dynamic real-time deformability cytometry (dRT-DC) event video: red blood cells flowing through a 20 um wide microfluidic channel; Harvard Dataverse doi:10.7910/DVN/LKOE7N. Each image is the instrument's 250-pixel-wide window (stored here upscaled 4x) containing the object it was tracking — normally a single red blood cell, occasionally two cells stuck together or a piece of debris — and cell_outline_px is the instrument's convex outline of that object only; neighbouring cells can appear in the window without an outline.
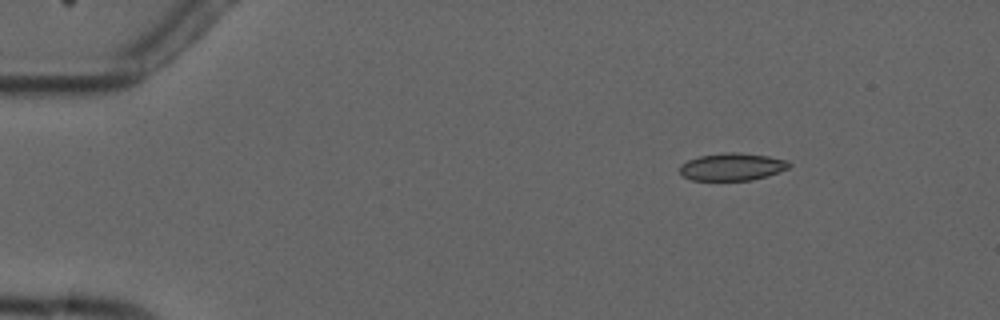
{"species": "common noctule bat (a hibernating species)", "species_latin": "Nyctalus noctula", "temperature_condition": "cold", "stored_images_in_passage": 6, "camera_frame_rate_fps": 3000, "um_per_image_px": 0.085, "animal": {"sex": "male", "forearm_length_mm": 52.5}, "frame": {"image": 1, "passage_image": 2, "time_ms": 2.0, "image_size_px": [1000, 320], "cell_outline_px": [[792, 164], [788, 168], [768, 176], [752, 180], [692, 180], [684, 176], [680, 172], [680, 164], [688, 160], [700, 156], [724, 152], [736, 152], [768, 156], [788, 160]], "centroid_in_image_um": [62.25, 14.17], "position_along_channel_um": 22.8, "area_um2": 17.51}}
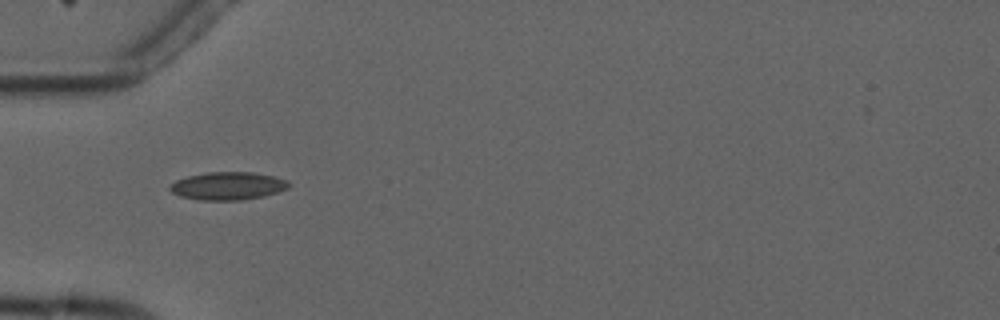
{"frame": {"image": 2, "passage_image": 5, "time_ms": 5.333, "image_size_px": [1000, 320], "cell_outline_px": [[292, 184], [288, 188], [264, 196], [240, 200], [200, 200], [180, 196], [172, 192], [168, 188], [176, 180], [188, 176], [208, 172], [252, 172], [272, 176], [288, 180]], "centroid_in_image_um": [19.38, 15.8], "position_along_channel_um": 65.6, "area_um2": 19.25}}
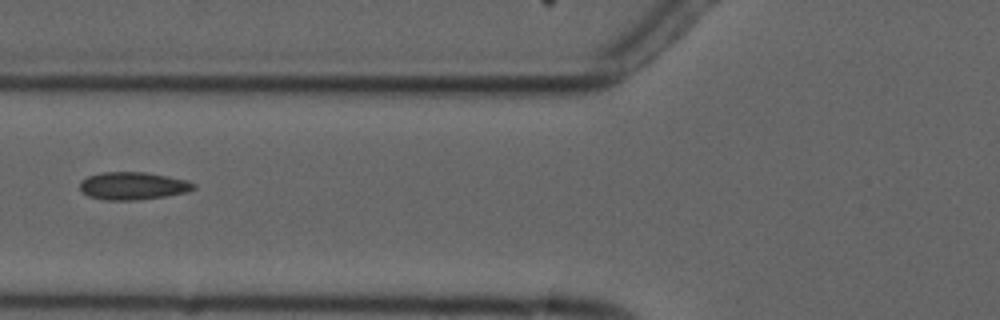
{"frame": {"image": 3, "passage_image": 6, "time_ms": 6.667, "image_size_px": [1000, 320], "cell_outline_px": [[196, 188], [188, 192], [164, 196], [136, 200], [108, 200], [88, 196], [80, 188], [80, 180], [88, 176], [100, 172], [144, 172], [168, 176], [184, 180], [196, 184]], "centroid_in_image_um": [11.29, 15.79], "position_along_channel_um": 114.5, "area_um2": 18.26}}